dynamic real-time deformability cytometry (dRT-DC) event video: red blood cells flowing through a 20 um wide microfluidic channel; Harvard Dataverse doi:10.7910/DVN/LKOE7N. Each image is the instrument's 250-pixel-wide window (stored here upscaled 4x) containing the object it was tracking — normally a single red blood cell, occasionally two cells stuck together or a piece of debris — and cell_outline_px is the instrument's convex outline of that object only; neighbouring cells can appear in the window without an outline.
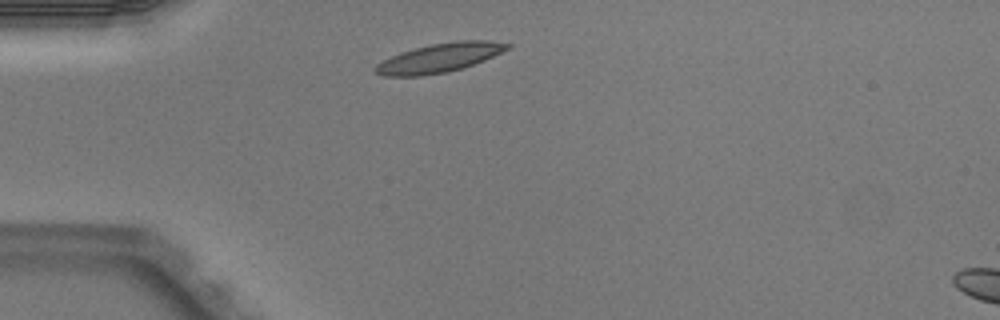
{"species": "Egyptian fruit bat (a non-hibernating species)", "species_latin": "Rousettus aegyptiacus", "temperature_condition": "warm", "stored_images_in_passage": 2, "camera_frame_rate_fps": 3000, "um_per_image_px": 0.085, "animal": {"sex": "male"}, "frame": {"image": 1, "passage_image": 1, "time_ms": 0.0, "image_size_px": [1000, 320], "cell_outline_px": [[512, 48], [484, 60], [448, 72], [420, 76], [384, 76], [376, 72], [372, 68], [376, 64], [400, 52], [432, 44], [460, 40], [488, 40], [512, 44]], "centroid_in_image_um": [37.38, 4.91], "position_along_channel_um": 47.6, "area_um2": 22.2}}